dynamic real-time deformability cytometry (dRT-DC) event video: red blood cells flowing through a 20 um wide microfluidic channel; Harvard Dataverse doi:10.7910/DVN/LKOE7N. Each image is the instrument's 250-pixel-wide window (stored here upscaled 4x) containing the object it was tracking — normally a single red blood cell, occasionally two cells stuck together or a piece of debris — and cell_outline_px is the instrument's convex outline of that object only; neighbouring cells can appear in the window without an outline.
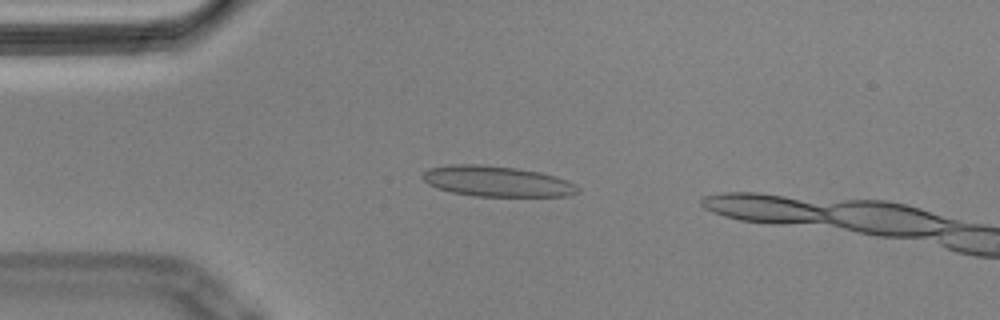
{"species": "Egyptian fruit bat (a non-hibernating species)", "species_latin": "Rousettus aegyptiacus", "temperature_condition": "cold", "stored_images_in_passage": 45, "camera_frame_rate_fps": 3000, "um_per_image_px": 0.085, "animal": {"sex": "male"}, "frame": {"image": 1, "passage_image": 9, "time_ms": 2.667, "image_size_px": [1000, 320], "cell_outline_px": [[580, 192], [564, 196], [472, 196], [452, 192], [436, 188], [428, 184], [420, 176], [428, 168], [448, 164], [480, 164], [516, 168], [540, 172], [556, 176], [576, 184], [580, 188]], "centroid_in_image_um": [42.21, 15.41], "position_along_channel_um": 42.8, "area_um2": 27.86}}
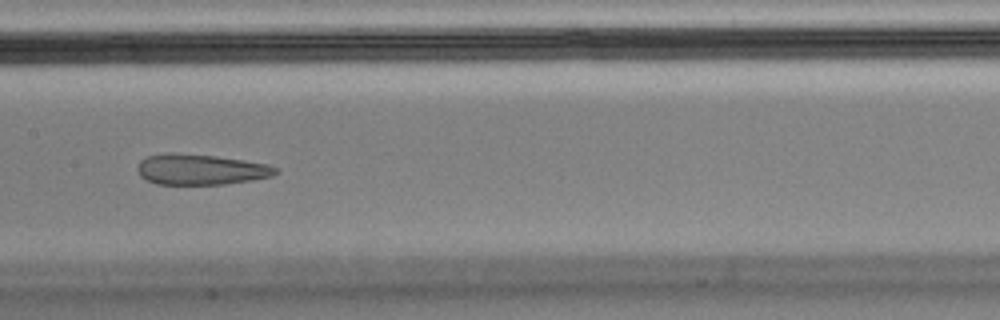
{"frame": {"image": 2, "passage_image": 23, "time_ms": 7.333, "image_size_px": [1000, 320], "cell_outline_px": [[280, 172], [272, 176], [252, 180], [224, 184], [156, 184], [144, 180], [140, 176], [136, 168], [140, 160], [148, 156], [216, 156], [268, 164], [276, 168]], "centroid_in_image_um": [17.1, 14.46], "position_along_channel_um": 190.3, "area_um2": 23.76}}
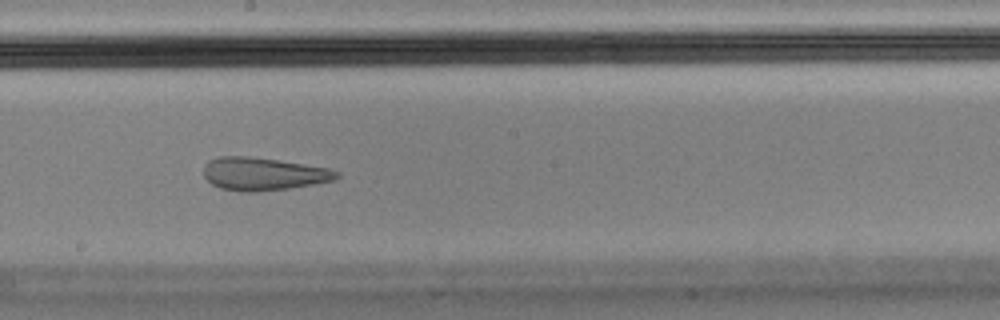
{"frame": {"image": 3, "passage_image": 26, "time_ms": 8.333, "image_size_px": [1000, 320], "cell_outline_px": [[340, 176], [336, 180], [316, 184], [288, 188], [256, 192], [240, 192], [220, 188], [212, 184], [204, 176], [204, 164], [208, 160], [220, 156], [248, 156], [280, 160], [328, 168], [340, 172]], "centroid_in_image_um": [22.39, 14.78], "position_along_channel_um": 225.8, "area_um2": 25.72}, "authors_computed_cell_mechanics": {"area_um2": 27.2816, "velocity_mm_per_s": 3.5655, "shape_relaxation_time_tau1_ms": null, "shape_relaxation_time_tau2_ms": 2.264, "deformation_change_tau1": null, "deformation_change_tau2": 0.0821}}